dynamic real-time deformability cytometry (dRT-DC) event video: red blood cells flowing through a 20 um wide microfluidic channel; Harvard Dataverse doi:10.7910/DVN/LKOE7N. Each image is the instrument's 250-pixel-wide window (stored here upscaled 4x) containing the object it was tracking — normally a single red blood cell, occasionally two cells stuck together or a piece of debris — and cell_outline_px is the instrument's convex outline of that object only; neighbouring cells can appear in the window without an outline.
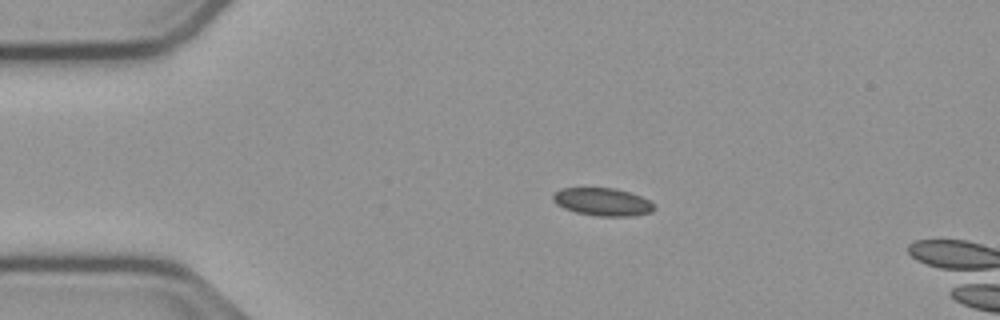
{"species": "common noctule bat (a hibernating species)", "species_latin": "Nyctalus noctula", "temperature_condition": "cold", "stored_images_in_passage": 5, "camera_frame_rate_fps": 3000, "um_per_image_px": 0.085, "animal": {"sex": "male", "body_mass_g": 23.1, "forearm_length_mm": 52.7}, "frame": {"image": 1, "passage_image": 1, "time_ms": 0.0, "image_size_px": [1000, 320], "cell_outline_px": [[656, 208], [652, 212], [628, 216], [596, 216], [576, 212], [564, 208], [556, 204], [552, 200], [552, 196], [560, 188], [616, 188], [640, 196], [648, 200]], "centroid_in_image_um": [51.19, 17.16], "position_along_channel_um": 33.8, "area_um2": 16.3}}